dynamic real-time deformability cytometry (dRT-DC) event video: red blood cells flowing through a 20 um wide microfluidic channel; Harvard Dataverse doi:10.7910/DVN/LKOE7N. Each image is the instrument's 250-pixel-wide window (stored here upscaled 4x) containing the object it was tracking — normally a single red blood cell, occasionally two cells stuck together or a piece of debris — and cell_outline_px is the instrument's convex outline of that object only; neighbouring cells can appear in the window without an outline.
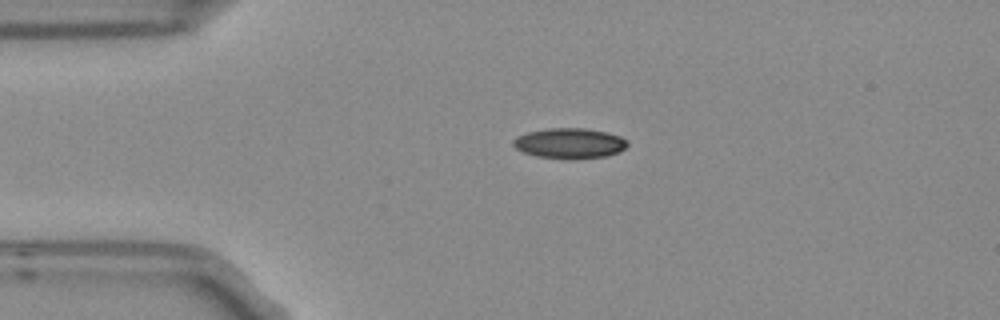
{"species": "Egyptian fruit bat (a non-hibernating species)", "species_latin": "Rousettus aegyptiacus", "temperature_condition": "room temperature", "stored_images_in_passage": 4, "camera_frame_rate_fps": 3000, "um_per_image_px": 0.085, "frame": {"image": 1, "passage_image": 3, "time_ms": 0.667, "image_size_px": [1000, 320], "cell_outline_px": [[628, 144], [620, 152], [608, 156], [568, 160], [536, 156], [524, 152], [516, 148], [512, 144], [512, 140], [516, 136], [528, 132], [548, 128], [584, 128], [604, 132], [620, 136], [628, 140]], "centroid_in_image_um": [48.41, 12.19], "position_along_channel_um": 36.6, "area_um2": 20.4}}